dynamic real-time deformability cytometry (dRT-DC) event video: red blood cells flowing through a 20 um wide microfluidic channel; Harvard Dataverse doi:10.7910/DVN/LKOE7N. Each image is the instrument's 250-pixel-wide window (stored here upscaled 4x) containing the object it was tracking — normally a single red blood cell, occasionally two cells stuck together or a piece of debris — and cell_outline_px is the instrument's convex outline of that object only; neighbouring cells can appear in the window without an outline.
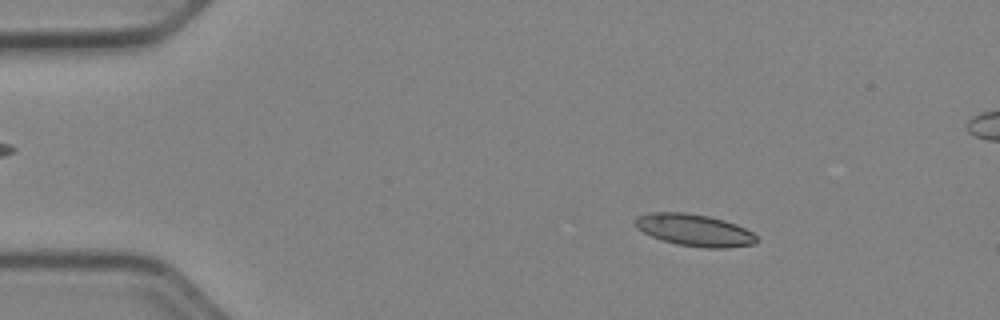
{"species": "Egyptian fruit bat (a non-hibernating species)", "species_latin": "Rousettus aegyptiacus", "temperature_condition": "cold", "stored_images_in_passage": 53, "segment_of_instrument_passage": [1, 2], "camera_frame_rate_fps": 3000, "um_per_image_px": 0.085, "animal": {"sex": "female"}, "frame": {"image": 1, "passage_image": 8, "time_ms": 2.333, "image_size_px": [1000, 320], "cell_outline_px": [[756, 244], [728, 248], [704, 248], [676, 244], [652, 236], [636, 228], [632, 224], [632, 220], [636, 216], [648, 212], [688, 212], [708, 216], [724, 220], [736, 224], [752, 232], [756, 236]], "centroid_in_image_um": [58.98, 19.55], "position_along_channel_um": 26.0, "area_um2": 22.89}}
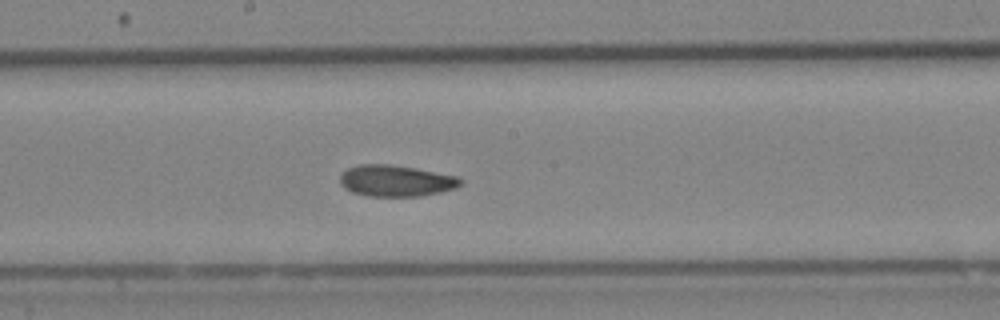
{"frame": {"image": 2, "passage_image": 28, "time_ms": 9.0, "image_size_px": [1000, 320], "cell_outline_px": [[464, 184], [456, 188], [440, 192], [420, 196], [368, 196], [352, 192], [344, 188], [340, 184], [340, 172], [348, 168], [360, 164], [392, 164], [416, 168], [456, 176], [464, 180]], "centroid_in_image_um": [33.65, 15.36], "position_along_channel_um": 214.5, "area_um2": 22.25}}
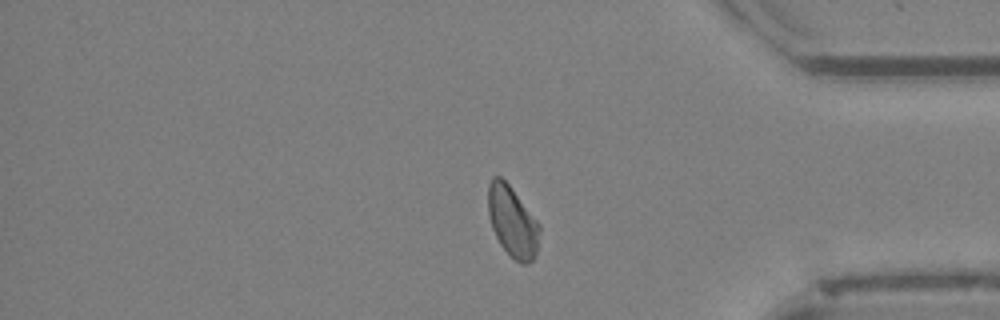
{"frame": {"image": 3, "passage_image": 43, "time_ms": 14.0, "image_size_px": [1000, 320], "cell_outline_px": [[540, 232], [536, 256], [528, 264], [520, 264], [500, 244], [492, 228], [488, 212], [488, 184], [492, 176], [500, 176], [512, 188], [540, 224]], "centroid_in_image_um": [43.56, 18.83], "position_along_channel_um": 391.6, "area_um2": 21.21}}